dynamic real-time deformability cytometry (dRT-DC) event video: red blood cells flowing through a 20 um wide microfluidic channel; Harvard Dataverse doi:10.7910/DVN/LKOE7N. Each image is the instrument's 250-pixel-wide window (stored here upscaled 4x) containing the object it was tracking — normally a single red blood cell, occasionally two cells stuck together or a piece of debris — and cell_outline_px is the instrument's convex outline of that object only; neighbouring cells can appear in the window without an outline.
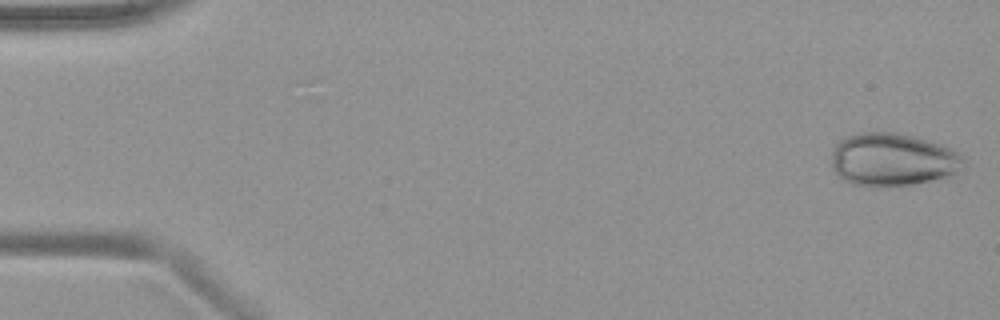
{"species": "common noctule bat (a hibernating species)", "species_latin": "Nyctalus noctula", "temperature_condition": "warm", "stored_images_in_passage": 49, "camera_frame_rate_fps": 3000, "um_per_image_px": 0.085, "animal": {"sex": "female", "body_mass_g": 19.9}, "frame": {"image": 1, "passage_image": 1, "time_ms": 0.0, "image_size_px": [1000, 320], "cell_outline_px": [[964, 156], [956, 172], [948, 176], [912, 184], [888, 188], [868, 188], [852, 184], [844, 180], [832, 168], [832, 152], [836, 144], [844, 136], [856, 132], [896, 132], [928, 140], [940, 144]], "centroid_in_image_um": [75.79, 13.58], "position_along_channel_um": 9.2, "area_um2": 40.98}}
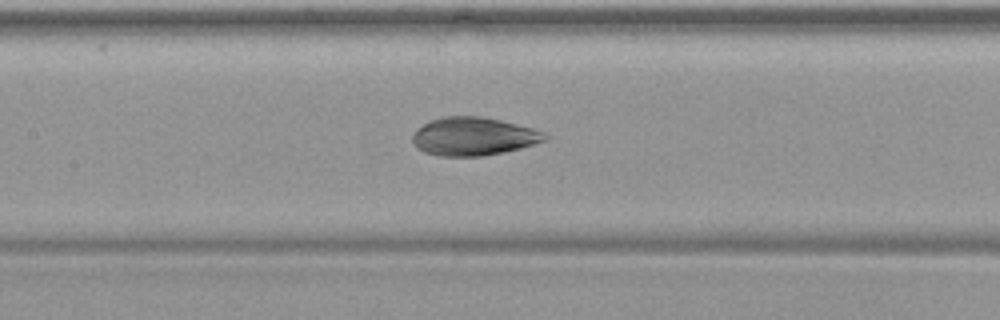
{"frame": {"image": 2, "passage_image": 23, "time_ms": 7.333, "image_size_px": [1000, 320], "cell_outline_px": [[548, 140], [520, 148], [504, 152], [480, 156], [440, 156], [424, 152], [416, 148], [412, 144], [412, 136], [416, 128], [432, 120], [444, 116], [484, 116], [532, 128], [544, 132], [548, 136]], "centroid_in_image_um": [40.22, 11.59], "position_along_channel_um": 167.2, "area_um2": 29.59}}
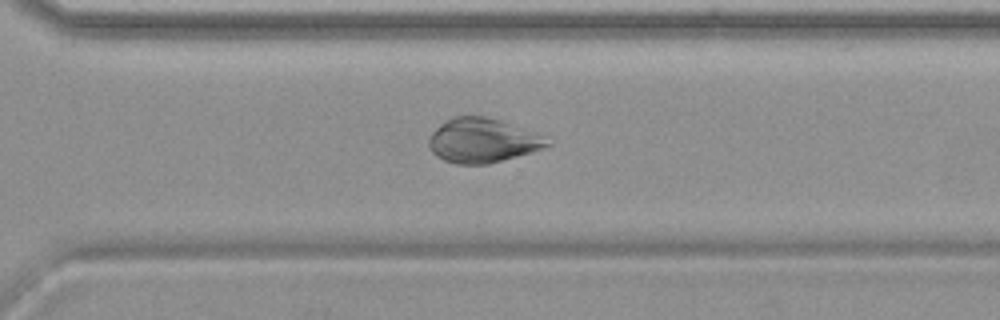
{"frame": {"image": 3, "passage_image": 35, "time_ms": 11.333, "image_size_px": [1000, 320], "cell_outline_px": [[552, 144], [516, 156], [488, 164], [456, 164], [444, 160], [436, 156], [432, 152], [428, 144], [428, 136], [444, 120], [452, 116], [488, 116], [536, 132], [544, 136]], "centroid_in_image_um": [40.96, 11.92], "position_along_channel_um": 329.6, "area_um2": 30.58}}